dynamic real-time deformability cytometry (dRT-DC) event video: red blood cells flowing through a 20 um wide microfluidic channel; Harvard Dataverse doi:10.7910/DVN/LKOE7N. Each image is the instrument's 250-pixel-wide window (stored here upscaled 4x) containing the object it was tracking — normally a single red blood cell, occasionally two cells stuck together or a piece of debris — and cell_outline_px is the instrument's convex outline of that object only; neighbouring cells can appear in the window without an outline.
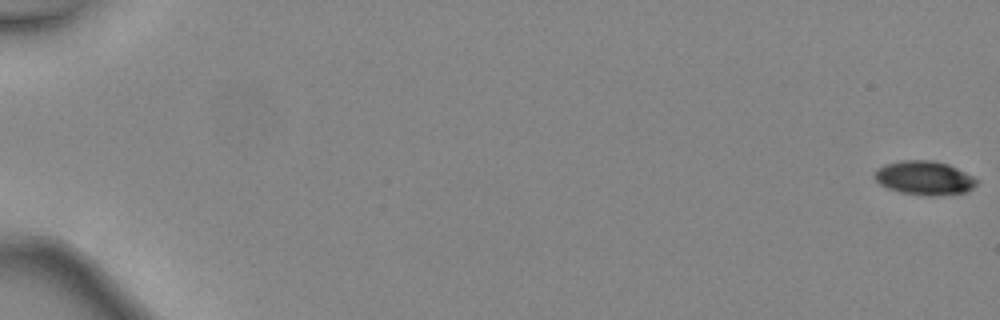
{"species": "common noctule bat (a hibernating species)", "species_latin": "Nyctalus noctula", "temperature_condition": "warm", "stored_images_in_passage": 48, "camera_frame_rate_fps": 3000, "um_per_image_px": 0.085, "animal": {"sex": "female", "body_mass_g": 24.6, "forearm_length_mm": 56.2}, "frame": {"image": 1, "passage_image": 1, "time_ms": 0.0, "image_size_px": [1000, 320], "cell_outline_px": [[980, 180], [968, 192], [936, 196], [928, 196], [900, 192], [888, 188], [880, 184], [872, 176], [884, 164], [900, 160], [936, 160], [948, 164]], "centroid_in_image_um": [78.59, 15.12], "position_along_channel_um": 6.4, "area_um2": 20.29}}
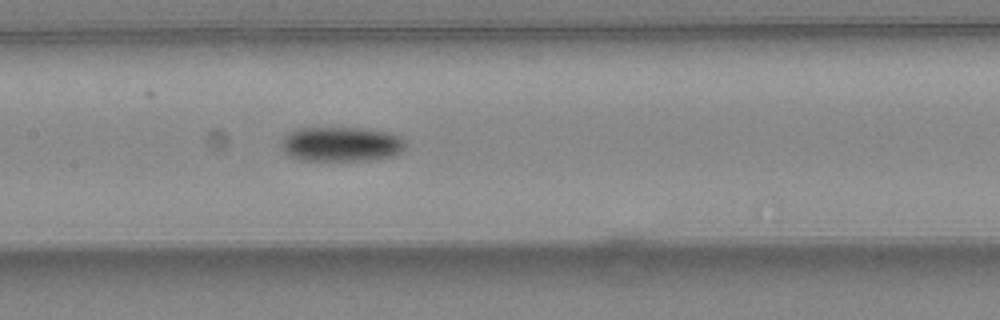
{"frame": {"image": 2, "passage_image": 26, "time_ms": 8.333, "image_size_px": [1000, 320], "cell_outline_px": [[404, 148], [400, 152], [392, 156], [368, 160], [304, 160], [292, 156], [284, 152], [280, 144], [284, 136], [288, 132], [300, 128], [364, 128], [392, 132], [400, 136], [404, 140]], "centroid_in_image_um": [29.01, 12.24], "position_along_channel_um": 178.4, "area_um2": 25.09}}
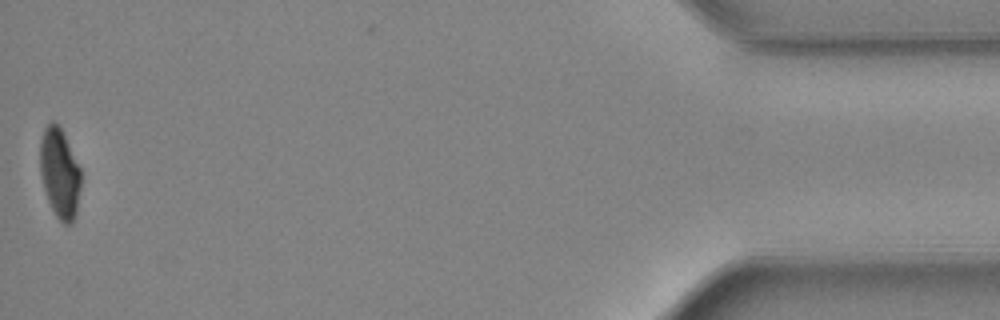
{"frame": {"image": 3, "passage_image": 48, "time_ms": 15.667, "image_size_px": [1000, 320], "cell_outline_px": [[80, 188], [76, 216], [72, 224], [64, 224], [56, 216], [48, 200], [44, 188], [40, 172], [40, 140], [44, 128], [52, 120], [64, 132], [80, 168]], "centroid_in_image_um": [5.07, 14.72], "position_along_channel_um": 430.1, "area_um2": 21.39}, "authors_computed_cell_mechanics": {"area_um2": 22.831, "velocity_mm_per_s": 4.5602, "shape_relaxation_time_tau1_ms": 2.8156, "shape_relaxation_time_tau2_ms": null, "deformation_change_tau1": 0.1219, "deformation_change_tau2": null}}